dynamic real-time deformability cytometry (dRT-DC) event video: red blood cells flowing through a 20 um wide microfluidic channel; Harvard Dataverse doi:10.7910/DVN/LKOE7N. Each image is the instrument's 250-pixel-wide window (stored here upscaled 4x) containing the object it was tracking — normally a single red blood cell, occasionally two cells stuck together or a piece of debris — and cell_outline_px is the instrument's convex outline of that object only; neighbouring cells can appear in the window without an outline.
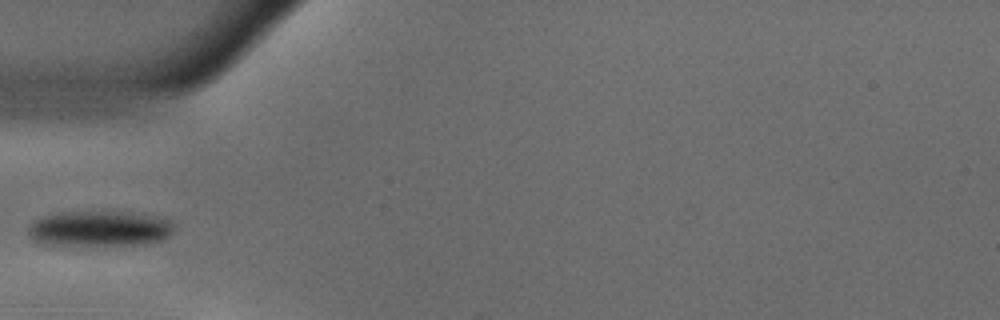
{"species": "common noctule bat (a hibernating species)", "species_latin": "Nyctalus noctula", "temperature_condition": "warm", "stored_images_in_passage": 38, "camera_frame_rate_fps": 3000, "um_per_image_px": 0.085, "animal": {"sex": "male", "body_mass_g": 18.8}, "frame": {"image": 1, "passage_image": 1, "time_ms": 0.0, "image_size_px": [1000, 320], "cell_outline_px": [[172, 232], [168, 236], [160, 240], [148, 244], [104, 248], [64, 248], [44, 244], [36, 240], [28, 232], [28, 224], [44, 216], [60, 212], [144, 212], [168, 220], [172, 224]], "centroid_in_image_um": [8.44, 19.5], "position_along_channel_um": 76.6, "area_um2": 31.85}}
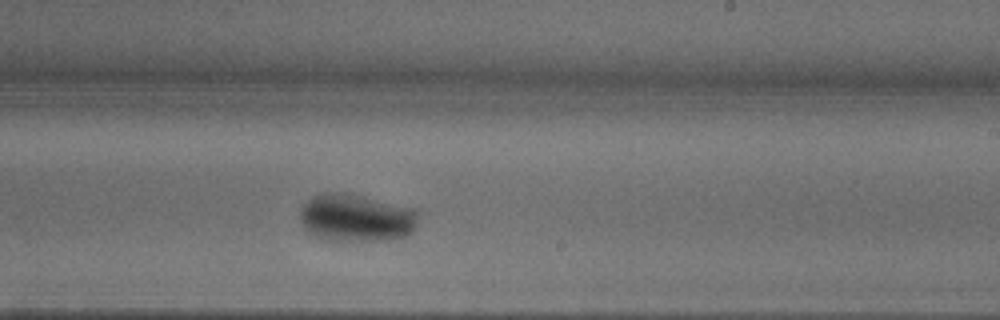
{"frame": {"image": 2, "passage_image": 16, "time_ms": 5.0, "image_size_px": [1000, 320], "cell_outline_px": [[420, 216], [416, 228], [408, 236], [392, 240], [332, 240], [316, 236], [304, 228], [300, 220], [300, 208], [312, 196], [328, 192], [336, 192], [360, 196], [412, 208], [420, 212]], "centroid_in_image_um": [30.32, 18.53], "position_along_channel_um": 258.7, "area_um2": 32.77}}
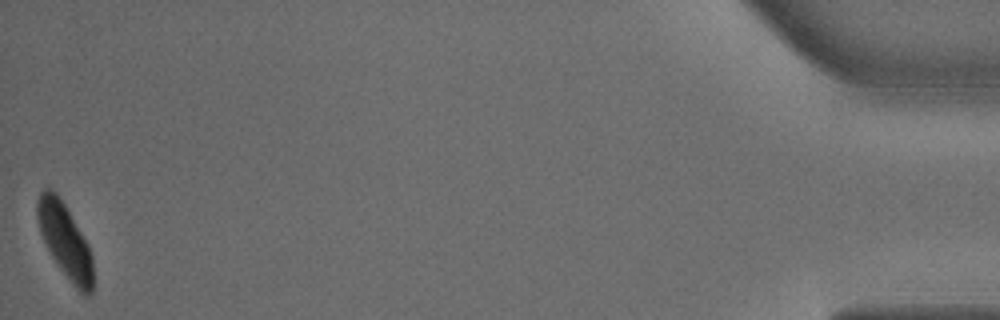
{"frame": {"image": 3, "passage_image": 38, "time_ms": 12.333, "image_size_px": [1000, 320], "cell_outline_px": [[92, 292], [88, 296], [84, 296], [76, 288], [60, 268], [52, 256], [40, 232], [36, 216], [36, 200], [40, 192], [44, 188], [52, 188], [56, 192], [64, 204], [88, 244], [92, 256]], "centroid_in_image_um": [5.5, 20.43], "position_along_channel_um": 429.7, "area_um2": 23.81}}